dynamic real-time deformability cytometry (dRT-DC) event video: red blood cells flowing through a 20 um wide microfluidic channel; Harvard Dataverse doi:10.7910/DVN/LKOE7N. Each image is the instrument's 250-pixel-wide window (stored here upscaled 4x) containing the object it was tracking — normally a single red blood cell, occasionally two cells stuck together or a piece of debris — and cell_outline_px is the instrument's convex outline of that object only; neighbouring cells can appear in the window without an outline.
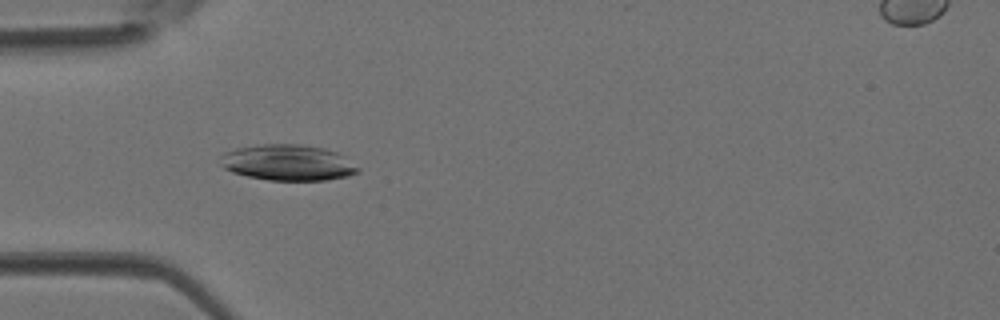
{"species": "Egyptian fruit bat (a non-hibernating species)", "species_latin": "Rousettus aegyptiacus", "temperature_condition": "room temperature", "stored_images_in_passage": 36, "camera_frame_rate_fps": 3000, "um_per_image_px": 0.085, "animal": {"sex": "female"}, "frame": {"image": 1, "passage_image": 12, "time_ms": 3.667, "image_size_px": [1000, 320], "cell_outline_px": [[360, 172], [348, 176], [324, 180], [268, 180], [248, 176], [232, 172], [224, 168], [220, 164], [220, 156], [224, 152], [236, 148], [264, 144], [300, 144], [324, 148], [336, 152], [344, 156], [360, 168]], "centroid_in_image_um": [24.47, 13.82], "position_along_channel_um": 60.5, "area_um2": 28.84}}
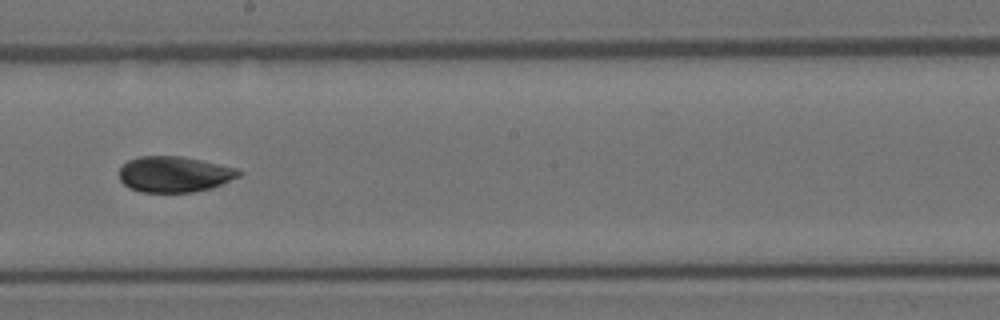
{"frame": {"image": 2, "passage_image": 23, "time_ms": 7.333, "image_size_px": [1000, 320], "cell_outline_px": [[244, 172], [240, 176], [212, 188], [192, 192], [140, 192], [124, 184], [120, 180], [120, 168], [128, 160], [140, 156], [180, 156], [220, 164], [236, 168]], "centroid_in_image_um": [14.84, 14.81], "position_along_channel_um": 233.4, "area_um2": 24.91}}
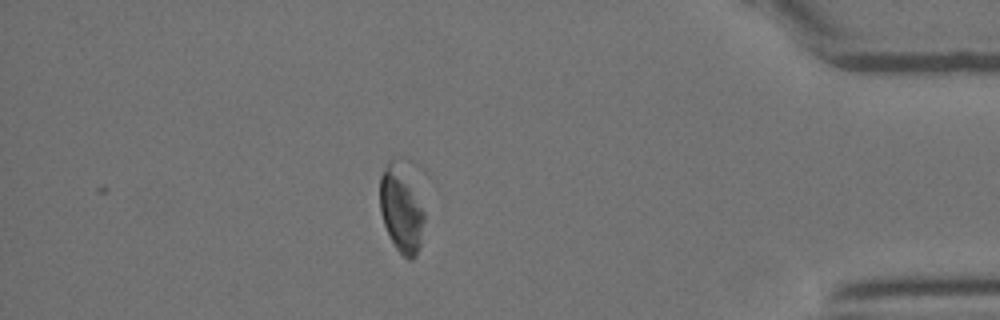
{"frame": {"image": 3, "passage_image": 36, "time_ms": 11.667, "image_size_px": [1000, 320], "cell_outline_px": [[424, 220], [420, 244], [416, 256], [412, 260], [408, 260], [396, 248], [384, 224], [380, 212], [380, 176], [388, 160], [392, 156], [400, 156], [424, 212]], "centroid_in_image_um": [34.08, 17.7], "position_along_channel_um": 401.1, "area_um2": 22.48}}